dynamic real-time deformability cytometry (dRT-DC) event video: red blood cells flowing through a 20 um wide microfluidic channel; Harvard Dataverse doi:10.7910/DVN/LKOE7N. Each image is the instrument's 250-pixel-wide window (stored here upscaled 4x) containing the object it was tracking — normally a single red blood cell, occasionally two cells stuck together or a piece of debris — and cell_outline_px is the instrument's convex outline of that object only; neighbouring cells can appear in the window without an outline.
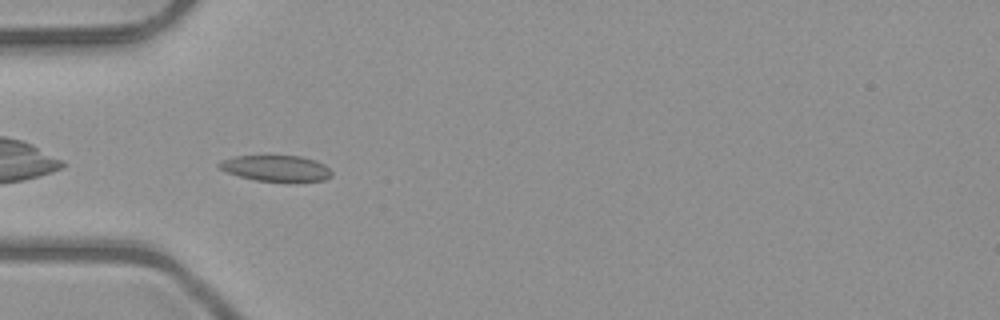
{"species": "common noctule bat (a hibernating species)", "species_latin": "Nyctalus noctula", "temperature_condition": "room temperature", "stored_images_in_passage": 37, "camera_frame_rate_fps": 3000, "um_per_image_px": 0.085, "animal": {"sex": "male", "body_mass_g": 23.1, "forearm_length_mm": 52.7}, "frame": {"image": 1, "passage_image": 2, "time_ms": 0.333, "image_size_px": [1000, 320], "cell_outline_px": [[332, 176], [324, 180], [288, 184], [256, 180], [224, 172], [216, 164], [224, 160], [236, 156], [300, 156], [316, 160], [324, 164], [332, 172]], "centroid_in_image_um": [23.52, 14.35], "position_along_channel_um": 61.5, "area_um2": 17.57}}
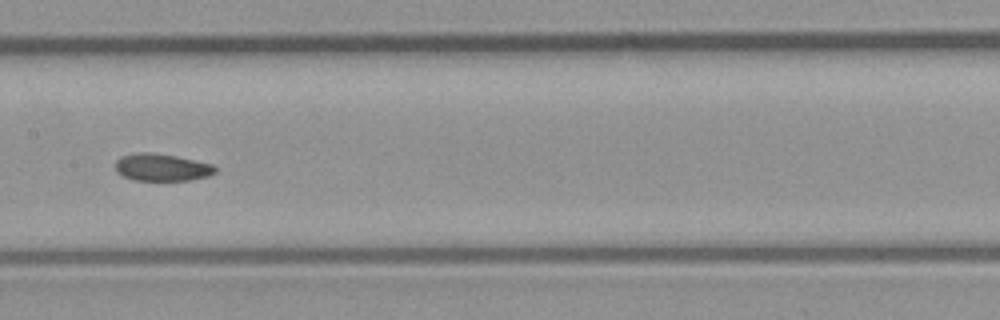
{"frame": {"image": 2, "passage_image": 12, "time_ms": 3.667, "image_size_px": [1000, 320], "cell_outline_px": [[216, 172], [208, 176], [188, 180], [132, 180], [116, 172], [116, 160], [120, 156], [140, 152], [148, 152], [176, 156], [212, 164], [216, 168]], "centroid_in_image_um": [13.73, 14.22], "position_along_channel_um": 193.7, "area_um2": 15.78}}
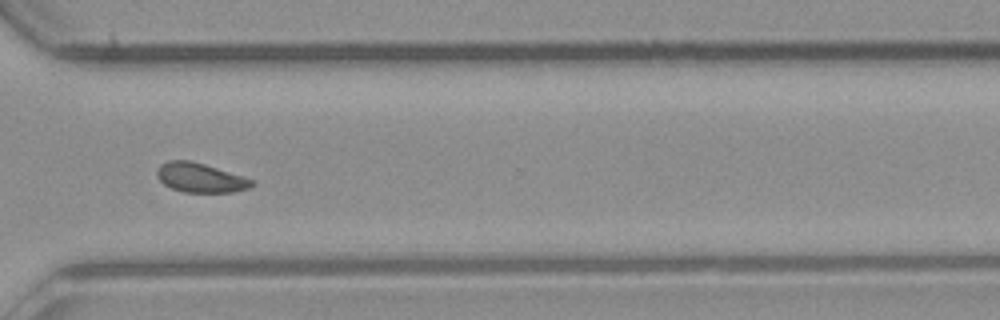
{"frame": {"image": 3, "passage_image": 24, "time_ms": 7.667, "image_size_px": [1000, 320], "cell_outline_px": [[256, 184], [248, 188], [232, 192], [184, 192], [172, 188], [164, 184], [156, 176], [156, 172], [160, 164], [168, 160], [188, 160], [204, 164], [244, 176], [256, 180]], "centroid_in_image_um": [17.05, 15.1], "position_along_channel_um": 353.6, "area_um2": 16.3}, "authors_computed_cell_mechanics": {"area_um2": 16.2418, "velocity_mm_per_s": 4.0114, "shape_relaxation_time_tau1_ms": null, "shape_relaxation_time_tau2_ms": 1.9533, "deformation_change_tau1": null, "deformation_change_tau2": 0.0586}}